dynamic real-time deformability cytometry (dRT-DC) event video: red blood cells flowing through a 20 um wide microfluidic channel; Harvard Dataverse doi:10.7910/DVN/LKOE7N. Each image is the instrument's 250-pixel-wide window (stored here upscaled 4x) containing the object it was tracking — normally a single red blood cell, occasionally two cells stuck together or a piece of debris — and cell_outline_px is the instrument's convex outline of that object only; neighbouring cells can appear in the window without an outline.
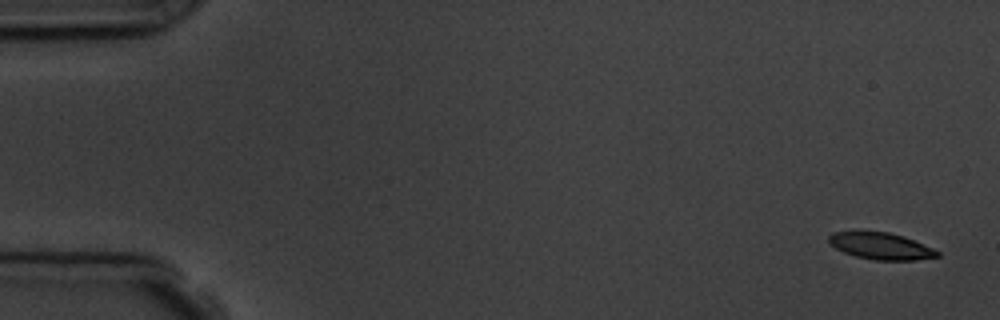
{"species": "common noctule bat (a hibernating species)", "species_latin": "Nyctalus noctula", "temperature_condition": "room temperature", "stored_images_in_passage": 5, "camera_frame_rate_fps": 3000, "um_per_image_px": 0.085, "animal": {"sex": "male", "body_mass_g": 19.5, "forearm_length_mm": 54.6}, "frame": {"image": 1, "passage_image": 1, "time_ms": 0.0, "image_size_px": [1000, 320], "cell_outline_px": [[940, 256], [916, 260], [876, 260], [856, 256], [844, 252], [828, 244], [828, 236], [832, 232], [888, 232], [904, 236], [932, 248], [940, 252]], "centroid_in_image_um": [74.87, 20.92], "position_along_channel_um": 10.1, "area_um2": 16.76}}
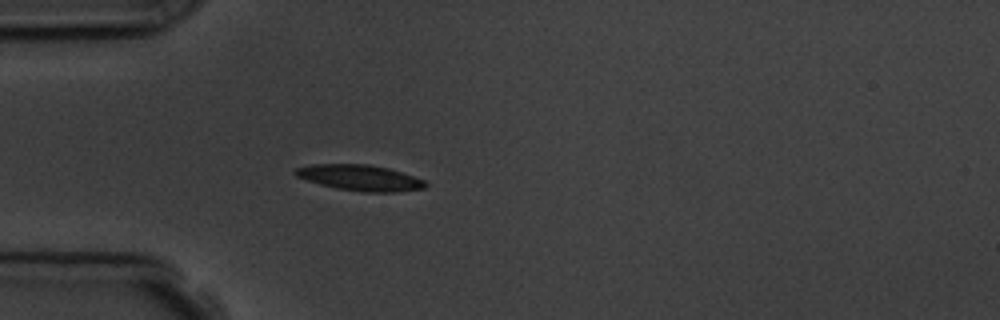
{"frame": {"image": 2, "passage_image": 5, "time_ms": 4.667, "image_size_px": [1000, 320], "cell_outline_px": [[428, 184], [424, 188], [396, 192], [364, 192], [336, 188], [320, 184], [296, 176], [292, 172], [296, 168], [312, 164], [368, 164], [388, 168], [424, 180]], "centroid_in_image_um": [30.58, 15.11], "position_along_channel_um": 54.4, "area_um2": 19.42}}